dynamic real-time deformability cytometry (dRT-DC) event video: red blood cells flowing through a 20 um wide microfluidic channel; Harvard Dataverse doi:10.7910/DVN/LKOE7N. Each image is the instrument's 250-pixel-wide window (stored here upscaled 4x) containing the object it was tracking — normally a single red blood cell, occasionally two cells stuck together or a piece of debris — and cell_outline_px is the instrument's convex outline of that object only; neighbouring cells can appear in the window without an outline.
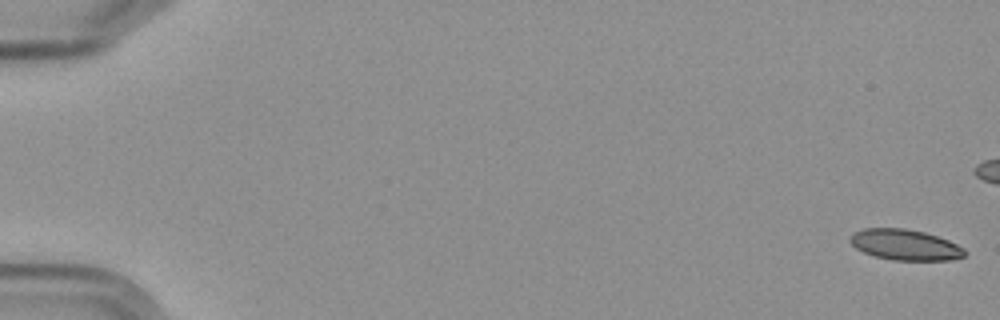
{"species": "Egyptian fruit bat (a non-hibernating species)", "species_latin": "Rousettus aegyptiacus", "temperature_condition": "cold", "stored_images_in_passage": 7, "camera_frame_rate_fps": 3000, "um_per_image_px": 0.085, "frame": {"image": 1, "passage_image": 1, "time_ms": 0.0, "image_size_px": [1000, 320], "cell_outline_px": [[968, 252], [964, 256], [952, 260], [892, 260], [876, 256], [864, 252], [856, 248], [848, 240], [852, 232], [864, 228], [904, 228], [924, 232], [948, 240], [964, 248]], "centroid_in_image_um": [76.93, 20.8], "position_along_channel_um": 8.1, "area_um2": 20.58}}
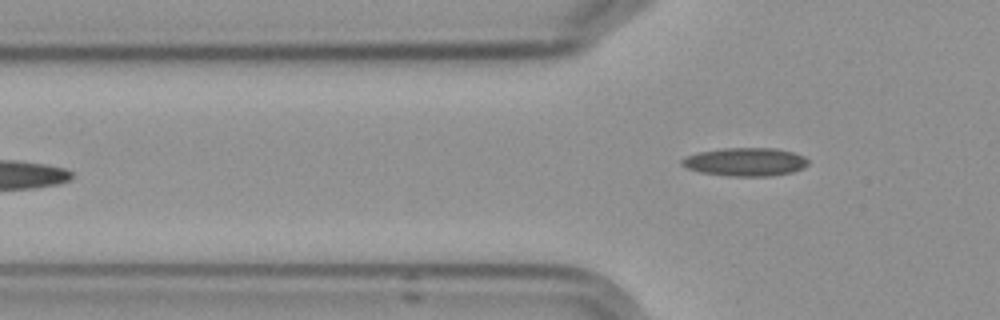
{"frame": {"image": 2, "passage_image": 7, "time_ms": 8.0, "image_size_px": [1000, 320], "cell_outline_px": [[808, 164], [792, 172], [768, 176], [732, 176], [700, 172], [688, 168], [680, 164], [680, 160], [684, 156], [700, 152], [724, 148], [776, 148], [792, 152], [804, 156], [808, 160]], "centroid_in_image_um": [63.32, 13.75], "position_along_channel_um": 62.5, "area_um2": 20.69}}